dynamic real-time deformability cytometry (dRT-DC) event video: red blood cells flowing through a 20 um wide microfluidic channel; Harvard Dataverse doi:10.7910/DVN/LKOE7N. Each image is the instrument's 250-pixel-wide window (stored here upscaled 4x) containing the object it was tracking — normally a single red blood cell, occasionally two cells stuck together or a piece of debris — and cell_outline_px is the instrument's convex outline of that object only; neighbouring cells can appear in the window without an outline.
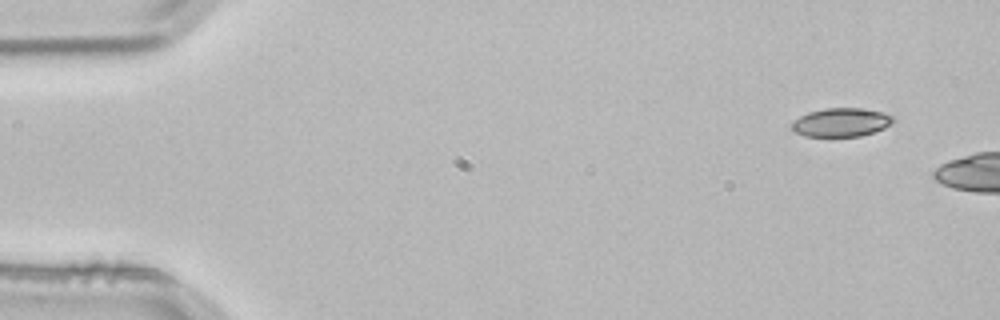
{"species": "common noctule bat (a hibernating species)", "species_latin": "Nyctalus noctula", "temperature_condition": "room temperature", "stored_images_in_passage": 3, "camera_frame_rate_fps": 3000, "um_per_image_px": 0.085, "animal": {"sex": "male", "body_mass_g": 21.5, "forearm_length_mm": 52.0}, "frame": {"image": 1, "passage_image": 1, "time_ms": 0.0, "image_size_px": [1000, 320], "cell_outline_px": [[896, 120], [892, 124], [884, 128], [860, 136], [804, 136], [796, 132], [792, 128], [792, 120], [808, 112], [824, 108], [860, 108], [884, 112], [892, 116]], "centroid_in_image_um": [71.51, 10.39], "position_along_channel_um": 13.5, "area_um2": 16.94}}